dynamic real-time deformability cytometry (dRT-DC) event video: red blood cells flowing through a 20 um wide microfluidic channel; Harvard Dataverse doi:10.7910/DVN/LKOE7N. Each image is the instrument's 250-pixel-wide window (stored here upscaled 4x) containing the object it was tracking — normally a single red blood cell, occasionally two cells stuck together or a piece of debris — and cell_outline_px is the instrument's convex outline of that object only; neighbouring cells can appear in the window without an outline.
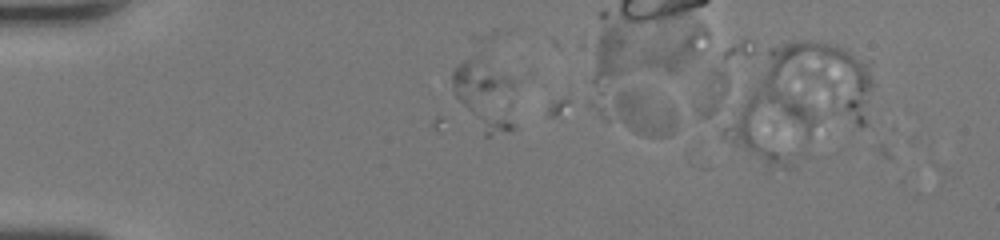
{"species": "human", "species_latin": "Homo sapiens", "temperature_condition": "room temperature", "stored_images_in_passage": 2, "camera_frame_rate_fps": 3000, "um_per_image_px": 0.085, "donor": {"sex": "female"}, "frame": {"image": 1, "passage_image": 1, "time_ms": 0.0, "image_size_px": [1000, 240], "cell_outline_px": [[676, 132], [668, 136], [644, 136], [604, 124], [588, 104], [588, 100], [612, 92], [636, 92], [672, 112], [676, 120]], "centroid_in_image_um": [53.89, 9.69], "position_along_channel_um": 31.1, "area_um2": 19.59}}